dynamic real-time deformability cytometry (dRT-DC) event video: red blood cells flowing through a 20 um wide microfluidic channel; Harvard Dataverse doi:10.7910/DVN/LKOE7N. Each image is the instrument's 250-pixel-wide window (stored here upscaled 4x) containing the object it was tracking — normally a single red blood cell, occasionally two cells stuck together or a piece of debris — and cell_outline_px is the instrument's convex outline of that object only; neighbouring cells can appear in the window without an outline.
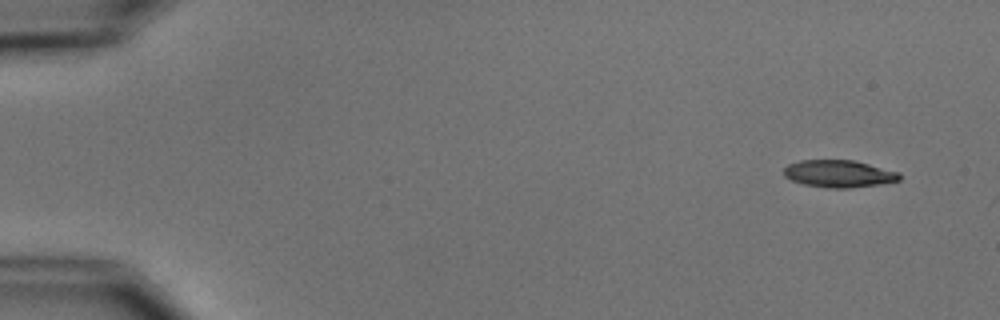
{"species": "common noctule bat (a hibernating species)", "species_latin": "Nyctalus noctula", "temperature_condition": "cold", "stored_images_in_passage": 4, "camera_frame_rate_fps": 3000, "um_per_image_px": 0.085, "animal": {"sex": "male", "body_mass_g": 15.6}, "frame": {"image": 1, "passage_image": 1, "time_ms": 0.0, "image_size_px": [1000, 320], "cell_outline_px": [[900, 180], [880, 184], [848, 188], [828, 188], [804, 184], [792, 180], [784, 176], [784, 168], [788, 164], [800, 160], [852, 160], [900, 172]], "centroid_in_image_um": [71.29, 14.76], "position_along_channel_um": 13.7, "area_um2": 18.26}}
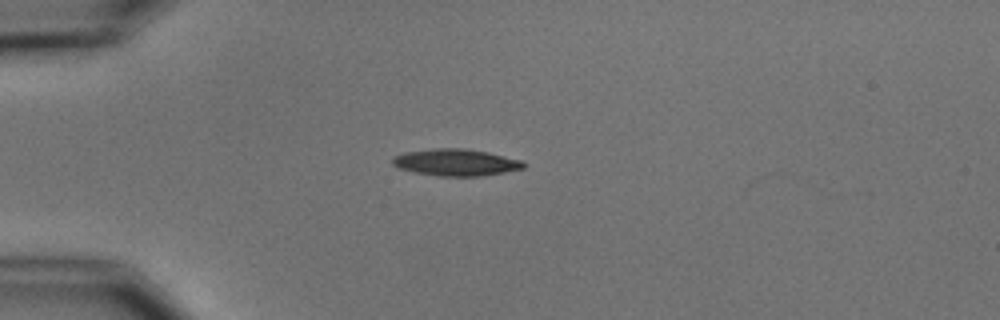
{"frame": {"image": 2, "passage_image": 4, "time_ms": 3.667, "image_size_px": [1000, 320], "cell_outline_px": [[528, 164], [524, 168], [504, 172], [480, 176], [436, 176], [412, 172], [400, 168], [392, 164], [392, 156], [404, 152], [432, 148], [464, 148], [488, 152], [520, 160]], "centroid_in_image_um": [38.71, 13.8], "position_along_channel_um": 46.3, "area_um2": 20.63}}